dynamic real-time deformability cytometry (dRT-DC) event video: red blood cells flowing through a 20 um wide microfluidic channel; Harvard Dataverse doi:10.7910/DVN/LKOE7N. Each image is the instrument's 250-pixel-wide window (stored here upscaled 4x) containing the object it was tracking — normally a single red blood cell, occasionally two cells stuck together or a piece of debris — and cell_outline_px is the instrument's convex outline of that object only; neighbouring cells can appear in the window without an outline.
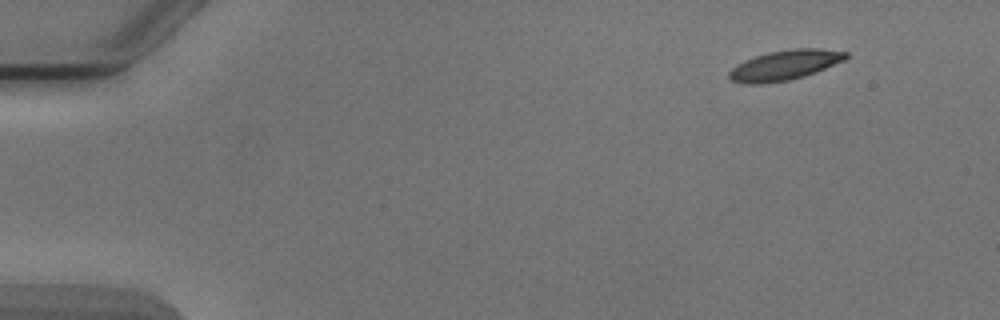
{"species": "Egyptian fruit bat (a non-hibernating species)", "species_latin": "Rousettus aegyptiacus", "temperature_condition": "cold", "stored_images_in_passage": 4, "camera_frame_rate_fps": 3000, "um_per_image_px": 0.085, "animal": {"sex": "male"}, "frame": {"image": 1, "passage_image": 1, "time_ms": 0.0, "image_size_px": [1000, 320], "cell_outline_px": [[848, 56], [844, 60], [816, 72], [804, 76], [788, 80], [764, 84], [748, 84], [728, 80], [728, 72], [736, 64], [744, 60], [768, 52], [792, 48], [820, 48], [848, 52]], "centroid_in_image_um": [66.67, 5.54], "position_along_channel_um": 18.3, "area_um2": 20.52}}
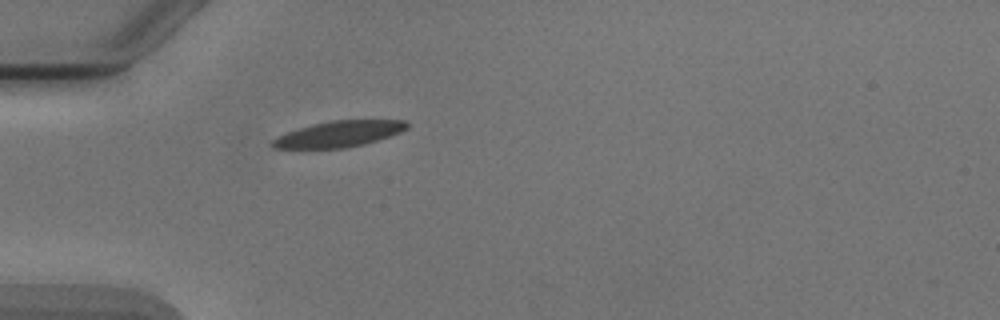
{"frame": {"image": 2, "passage_image": 4, "time_ms": 3.667, "image_size_px": [1000, 320], "cell_outline_px": [[408, 128], [400, 132], [364, 144], [344, 148], [276, 148], [272, 144], [272, 140], [288, 132], [312, 124], [332, 120], [404, 120], [408, 124]], "centroid_in_image_um": [28.84, 11.38], "position_along_channel_um": 56.2, "area_um2": 19.94}}